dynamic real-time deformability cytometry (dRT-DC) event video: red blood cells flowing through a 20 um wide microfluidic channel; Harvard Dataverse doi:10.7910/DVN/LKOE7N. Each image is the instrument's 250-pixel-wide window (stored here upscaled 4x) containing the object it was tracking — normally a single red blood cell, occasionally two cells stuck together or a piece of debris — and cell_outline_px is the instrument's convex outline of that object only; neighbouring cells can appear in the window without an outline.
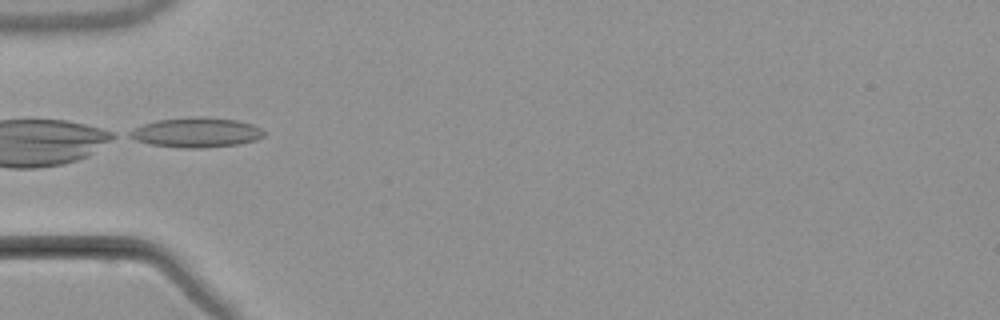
{"species": "common noctule bat (a hibernating species)", "species_latin": "Nyctalus noctula", "temperature_condition": "warm", "stored_images_in_passage": 8, "camera_frame_rate_fps": 3000, "um_per_image_px": 0.085, "animal": {"sex": "male", "body_mass_g": 21.5, "forearm_length_mm": 52.0}, "frame": {"image": 1, "passage_image": 6, "time_ms": 6.333, "image_size_px": [1000, 320], "cell_outline_px": [[264, 136], [256, 140], [240, 144], [200, 148], [188, 148], [152, 144], [136, 140], [128, 136], [128, 132], [144, 124], [156, 120], [196, 116], [200, 116], [236, 120], [252, 124], [260, 128], [264, 132]], "centroid_in_image_um": [16.71, 11.25], "position_along_channel_um": 68.3, "area_um2": 23.12}}
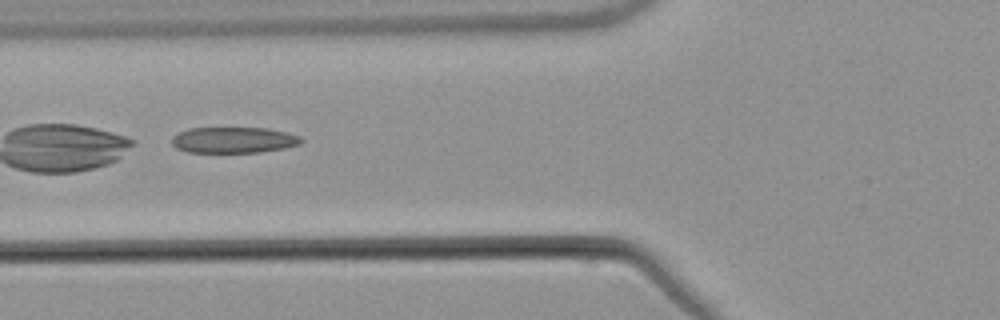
{"frame": {"image": 2, "passage_image": 7, "time_ms": 7.333, "image_size_px": [1000, 320], "cell_outline_px": [[304, 140], [300, 144], [284, 148], [260, 152], [188, 152], [176, 148], [172, 144], [172, 136], [188, 128], [268, 128], [300, 136]], "centroid_in_image_um": [19.85, 11.9], "position_along_channel_um": 105.9, "area_um2": 19.54}}
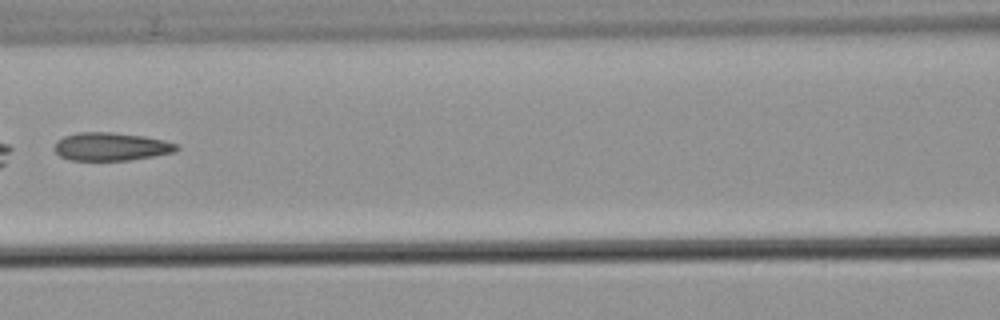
{"frame": {"image": 3, "passage_image": 8, "time_ms": 8.667, "image_size_px": [1000, 320], "cell_outline_px": [[180, 148], [176, 152], [128, 160], [68, 160], [60, 156], [52, 148], [56, 140], [64, 136], [76, 132], [112, 132], [144, 136], [164, 140], [176, 144]], "centroid_in_image_um": [9.4, 12.45], "position_along_channel_um": 157.2, "area_um2": 20.17}}